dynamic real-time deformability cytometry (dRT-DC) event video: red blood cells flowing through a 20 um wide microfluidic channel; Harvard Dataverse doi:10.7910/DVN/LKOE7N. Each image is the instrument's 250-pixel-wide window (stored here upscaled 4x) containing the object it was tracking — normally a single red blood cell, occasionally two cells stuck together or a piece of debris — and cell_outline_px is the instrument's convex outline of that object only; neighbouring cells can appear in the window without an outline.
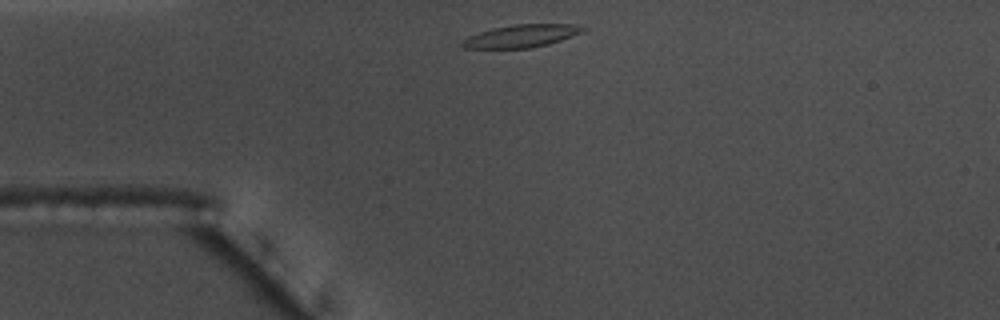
{"species": "common noctule bat (a hibernating species)", "species_latin": "Nyctalus noctula", "temperature_condition": "warm", "stored_images_in_passage": 32, "camera_frame_rate_fps": 3000, "um_per_image_px": 0.085, "animal": {"sex": "male", "body_mass_g": 17.5, "forearm_length_mm": 52.3}, "frame": {"image": 1, "passage_image": 1, "time_ms": 0.0, "image_size_px": [1000, 320], "cell_outline_px": [[584, 28], [580, 32], [560, 40], [548, 44], [532, 48], [464, 48], [460, 44], [468, 36], [492, 28], [512, 24], [572, 24]], "centroid_in_image_um": [44.25, 3.06], "position_along_channel_um": 40.8, "area_um2": 15.66}}
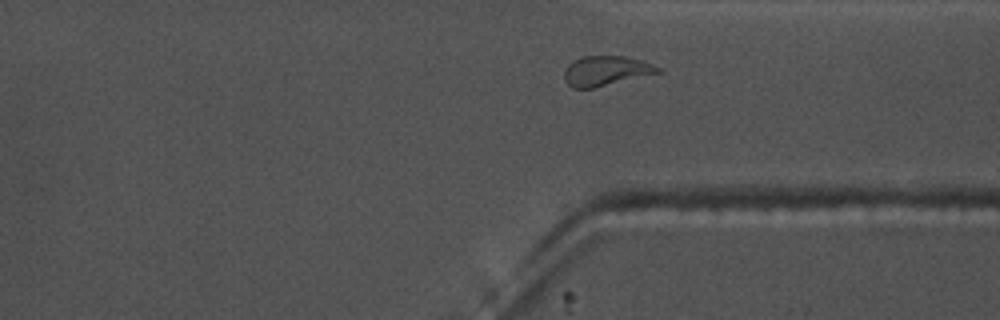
{"frame": {"image": 2, "passage_image": 29, "time_ms": 9.333, "image_size_px": [1000, 320], "cell_outline_px": [[660, 72], [592, 88], [572, 88], [564, 80], [564, 72], [568, 64], [572, 60], [584, 56], [624, 56], [640, 60], [652, 64], [660, 68]], "centroid_in_image_um": [51.44, 6.01], "position_along_channel_um": 360.0, "area_um2": 16.01}, "authors_computed_cell_mechanics": {"area_um2": 15.9528, "velocity_mm_per_s": 3.6539, "shape_relaxation_time_tau1_ms": null, "shape_relaxation_time_tau2_ms": 2.783, "deformation_change_tau1": null, "deformation_change_tau2": 0.091}}